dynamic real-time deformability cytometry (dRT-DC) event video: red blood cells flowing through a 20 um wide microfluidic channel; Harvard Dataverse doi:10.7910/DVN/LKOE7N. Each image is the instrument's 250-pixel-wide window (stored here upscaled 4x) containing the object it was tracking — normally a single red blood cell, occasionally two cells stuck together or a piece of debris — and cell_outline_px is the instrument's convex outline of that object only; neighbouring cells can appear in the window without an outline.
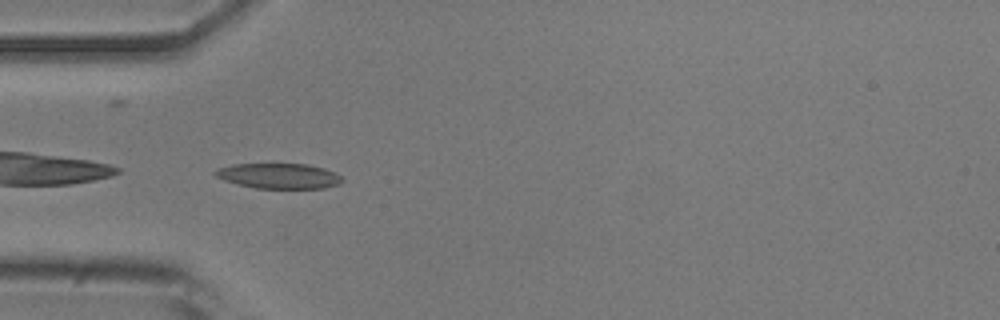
{"species": "common noctule bat (a hibernating species)", "species_latin": "Nyctalus noctula", "temperature_condition": "room temperature", "stored_images_in_passage": 38, "camera_frame_rate_fps": 3000, "um_per_image_px": 0.085, "animal": {"sex": "male", "body_mass_g": 20.5, "forearm_length_mm": 52.5}, "frame": {"image": 1, "passage_image": 1, "time_ms": 0.0, "image_size_px": [1000, 320], "cell_outline_px": [[344, 180], [340, 184], [324, 188], [256, 188], [236, 184], [224, 180], [216, 176], [212, 172], [220, 168], [232, 164], [308, 164], [324, 168], [336, 172]], "centroid_in_image_um": [23.73, 14.95], "position_along_channel_um": 61.3, "area_um2": 18.73}}
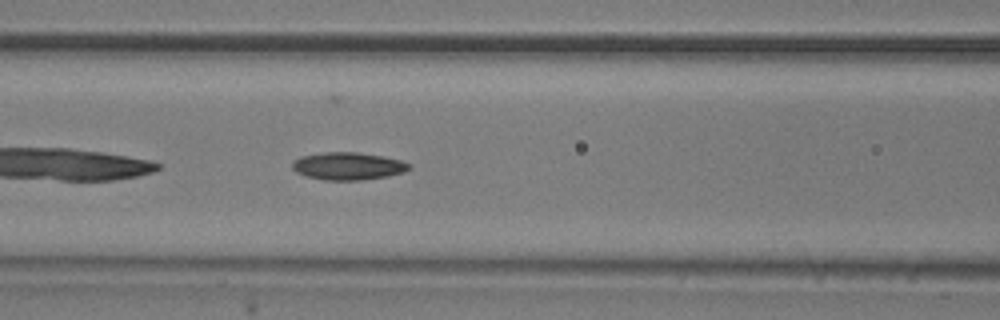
{"frame": {"image": 2, "passage_image": 7, "time_ms": 2.0, "image_size_px": [1000, 320], "cell_outline_px": [[412, 168], [404, 172], [388, 176], [360, 180], [324, 180], [308, 176], [296, 172], [292, 168], [292, 164], [300, 156], [324, 152], [356, 152], [384, 156], [400, 160], [412, 164]], "centroid_in_image_um": [29.62, 14.11], "position_along_channel_um": 137.0, "area_um2": 18.79}}
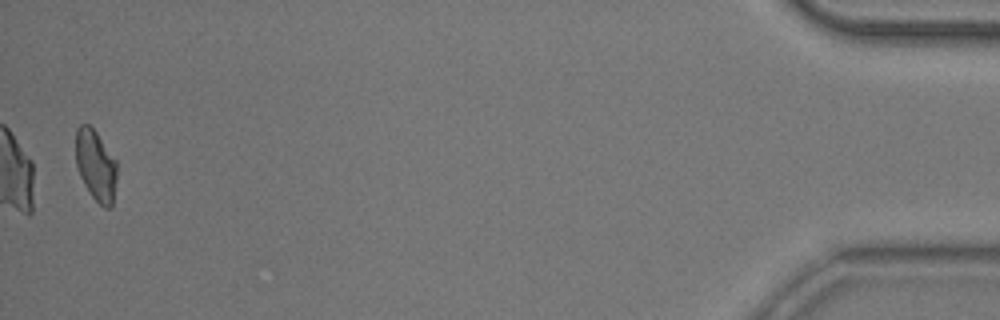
{"frame": {"image": 3, "passage_image": 37, "time_ms": 12.0, "image_size_px": [1000, 320], "cell_outline_px": [[116, 180], [112, 208], [104, 208], [88, 192], [80, 176], [76, 164], [76, 128], [80, 124], [88, 124], [96, 132], [116, 160]], "centroid_in_image_um": [8.14, 14.07], "position_along_channel_um": 427.1, "area_um2": 16.99}, "authors_computed_cell_mechanics": {"area_um2": 17.7735, "velocity_mm_per_s": 3.8207, "shape_relaxation_time_tau1_ms": 6.3977, "shape_relaxation_time_tau2_ms": 4.318, "deformation_change_tau1": 0.1298, "deformation_change_tau2": 0.1031}}